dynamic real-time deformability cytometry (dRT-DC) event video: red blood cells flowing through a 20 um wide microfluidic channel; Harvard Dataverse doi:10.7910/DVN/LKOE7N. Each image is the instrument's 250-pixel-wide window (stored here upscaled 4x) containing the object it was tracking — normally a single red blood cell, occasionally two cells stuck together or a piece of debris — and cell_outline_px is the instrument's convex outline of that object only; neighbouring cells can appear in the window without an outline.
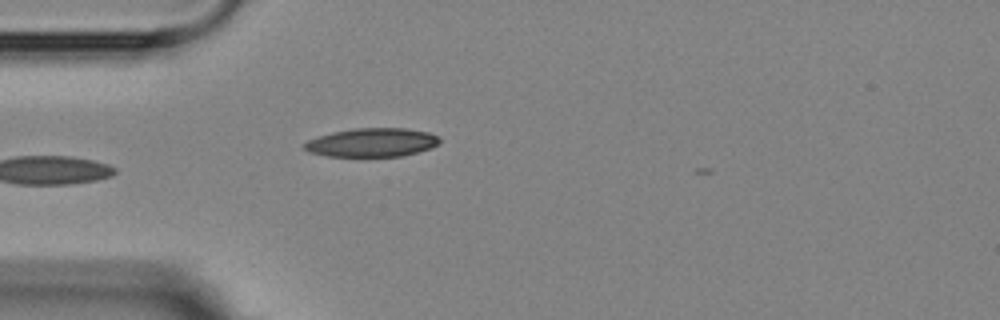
{"species": "Egyptian fruit bat (a non-hibernating species)", "species_latin": "Rousettus aegyptiacus", "temperature_condition": "room temperature", "stored_images_in_passage": 6, "camera_frame_rate_fps": 3000, "um_per_image_px": 0.085, "animal": {"sex": "female"}, "frame": {"image": 1, "passage_image": 5, "time_ms": 4.667, "image_size_px": [1000, 320], "cell_outline_px": [[440, 144], [432, 148], [404, 156], [328, 156], [308, 152], [304, 148], [304, 144], [308, 140], [332, 132], [352, 128], [404, 128], [428, 132], [440, 136]], "centroid_in_image_um": [31.66, 12.11], "position_along_channel_um": 53.3, "area_um2": 22.72}}